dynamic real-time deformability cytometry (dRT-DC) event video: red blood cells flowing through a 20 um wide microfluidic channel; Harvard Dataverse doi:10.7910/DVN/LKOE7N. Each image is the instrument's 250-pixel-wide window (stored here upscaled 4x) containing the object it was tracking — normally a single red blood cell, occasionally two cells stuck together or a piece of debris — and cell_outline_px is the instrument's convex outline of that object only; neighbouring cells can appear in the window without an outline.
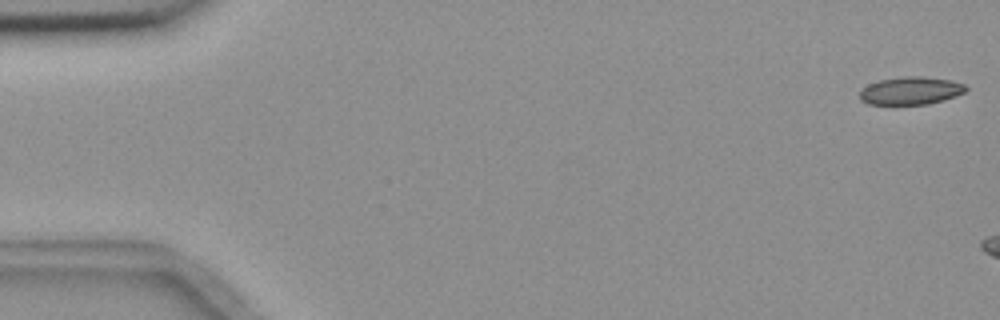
{"species": "common noctule bat (a hibernating species)", "species_latin": "Nyctalus noctula", "temperature_condition": "room temperature", "stored_images_in_passage": 3, "camera_frame_rate_fps": 3000, "um_per_image_px": 0.085, "animal": {"sex": "female", "body_mass_g": 18.4}, "frame": {"image": 1, "passage_image": 1, "time_ms": 0.0, "image_size_px": [1000, 320], "cell_outline_px": [[968, 88], [964, 92], [956, 96], [928, 104], [868, 104], [860, 100], [860, 88], [868, 84], [880, 80], [904, 76], [920, 76], [948, 80], [964, 84]], "centroid_in_image_um": [77.37, 7.71], "position_along_channel_um": 7.6, "area_um2": 17.11}}